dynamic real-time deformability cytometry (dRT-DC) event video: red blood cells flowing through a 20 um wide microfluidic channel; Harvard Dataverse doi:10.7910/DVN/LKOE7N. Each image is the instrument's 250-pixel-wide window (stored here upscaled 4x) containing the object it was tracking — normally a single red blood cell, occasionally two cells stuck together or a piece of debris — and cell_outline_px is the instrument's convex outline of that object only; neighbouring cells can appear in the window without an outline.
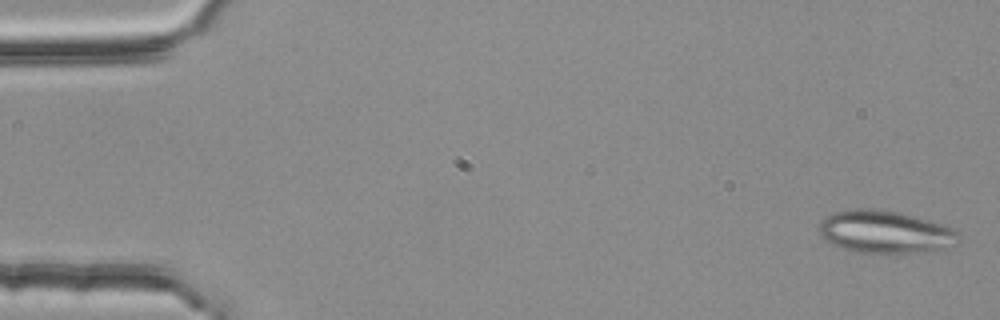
{"species": "common noctule bat (a hibernating species)", "species_latin": "Nyctalus noctula", "temperature_condition": "room temperature", "stored_images_in_passage": 4, "camera_frame_rate_fps": 3000, "um_per_image_px": 0.085, "animal": {"sex": "female", "body_mass_g": 25.1}, "frame": {"image": 1, "passage_image": 1, "time_ms": 0.0, "image_size_px": [1000, 320], "cell_outline_px": [[956, 232], [944, 248], [924, 252], [856, 252], [832, 244], [824, 240], [820, 236], [820, 224], [832, 212], [852, 208], [876, 208], [900, 212], [952, 224]], "centroid_in_image_um": [75.19, 19.66], "position_along_channel_um": 9.8, "area_um2": 34.39}}